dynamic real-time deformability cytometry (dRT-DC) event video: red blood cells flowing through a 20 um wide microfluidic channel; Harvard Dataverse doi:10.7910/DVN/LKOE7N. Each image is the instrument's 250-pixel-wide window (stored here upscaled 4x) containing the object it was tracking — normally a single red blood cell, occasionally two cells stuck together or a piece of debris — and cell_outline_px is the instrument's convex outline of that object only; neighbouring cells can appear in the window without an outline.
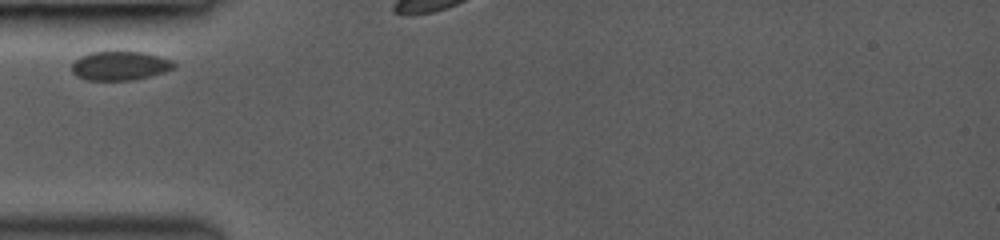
{"species": "common noctule bat (a hibernating species)", "species_latin": "Nyctalus noctula", "temperature_condition": "room temperature", "stored_images_in_passage": 11, "camera_frame_rate_fps": 3000, "um_per_image_px": 0.085, "animal": {"sex": "female", "body_mass_g": 19.0, "forearm_length_mm": 53.3}, "frame": {"image": 1, "passage_image": 1, "time_ms": 0.0, "image_size_px": [1000, 240], "cell_outline_px": [[176, 68], [164, 72], [132, 80], [84, 80], [76, 76], [72, 72], [72, 64], [80, 56], [88, 52], [144, 52], [160, 56], [172, 60], [176, 64]], "centroid_in_image_um": [10.2, 5.59], "position_along_channel_um": 74.8, "area_um2": 17.34}}
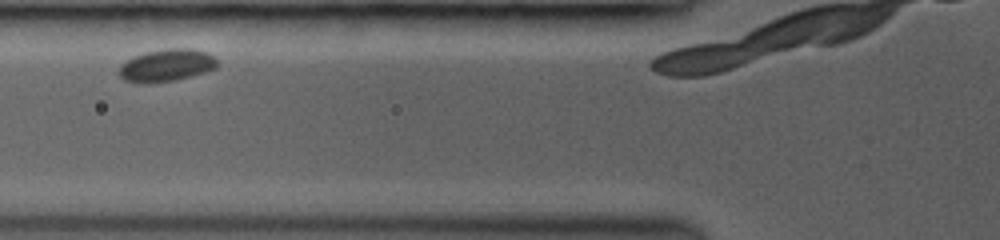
{"frame": {"image": 2, "passage_image": 2, "time_ms": 1.0, "image_size_px": [1000, 240], "cell_outline_px": [[216, 68], [204, 72], [176, 80], [148, 84], [140, 84], [124, 80], [120, 76], [120, 64], [132, 56], [144, 52], [168, 48], [192, 48], [208, 52], [216, 60]], "centroid_in_image_um": [14.12, 5.55], "position_along_channel_um": 111.7, "area_um2": 18.73}}